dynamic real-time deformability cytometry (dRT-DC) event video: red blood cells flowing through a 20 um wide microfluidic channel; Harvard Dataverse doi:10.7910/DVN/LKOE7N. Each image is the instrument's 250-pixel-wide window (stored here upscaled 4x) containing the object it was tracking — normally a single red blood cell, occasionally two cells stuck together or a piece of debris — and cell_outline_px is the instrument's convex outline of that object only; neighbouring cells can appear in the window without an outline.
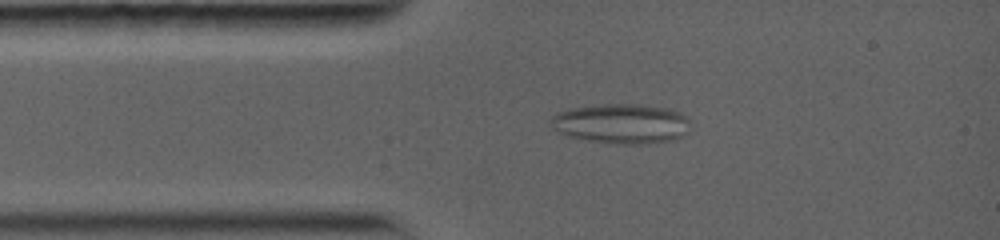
{"species": "common noctule bat (a hibernating species)", "species_latin": "Nyctalus noctula", "temperature_condition": "warm", "stored_images_in_passage": 3, "camera_frame_rate_fps": 5000, "um_per_image_px": 0.085, "animal": {"sex": "female", "body_mass_g": 19.0, "forearm_length_mm": 56.7}, "frame": {"image": 1, "passage_image": 2, "time_ms": 1.0, "image_size_px": [1000, 240], "cell_outline_px": [[688, 132], [672, 140], [640, 144], [616, 144], [580, 140], [556, 132], [552, 128], [548, 120], [552, 116], [568, 108], [600, 104], [636, 104], [664, 108], [680, 112], [688, 120]], "centroid_in_image_um": [52.72, 10.52], "position_along_channel_um": 32.3, "area_um2": 32.6}}